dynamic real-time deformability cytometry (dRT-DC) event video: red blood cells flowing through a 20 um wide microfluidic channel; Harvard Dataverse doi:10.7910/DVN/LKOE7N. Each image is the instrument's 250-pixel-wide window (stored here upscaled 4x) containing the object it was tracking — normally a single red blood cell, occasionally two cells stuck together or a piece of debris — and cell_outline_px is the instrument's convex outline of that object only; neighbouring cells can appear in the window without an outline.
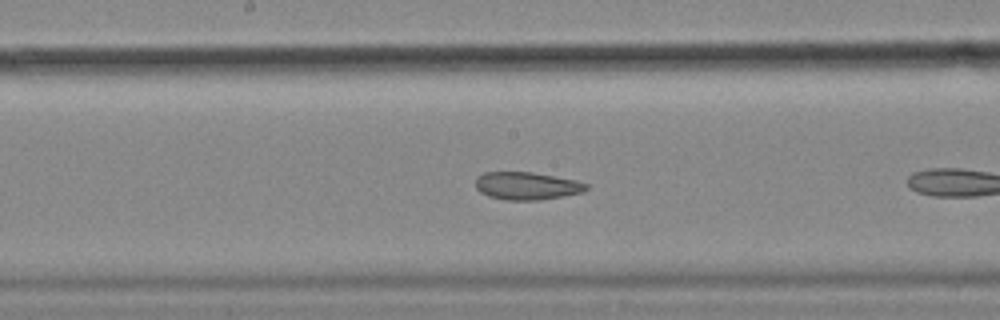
{"species": "common noctule bat (a hibernating species)", "species_latin": "Nyctalus noctula", "temperature_condition": "cold", "stored_images_in_passage": 12, "camera_frame_rate_fps": 3000, "um_per_image_px": 0.085, "animal": {"sex": "female", "body_mass_g": 18.4}, "frame": {"image": 1, "passage_image": 10, "time_ms": 3.0, "image_size_px": [1000, 320], "cell_outline_px": [[588, 188], [584, 192], [564, 196], [540, 200], [504, 200], [488, 196], [480, 192], [476, 188], [476, 176], [484, 172], [532, 172], [576, 180], [588, 184]], "centroid_in_image_um": [44.77, 15.8], "position_along_channel_um": 203.4, "area_um2": 18.03}}